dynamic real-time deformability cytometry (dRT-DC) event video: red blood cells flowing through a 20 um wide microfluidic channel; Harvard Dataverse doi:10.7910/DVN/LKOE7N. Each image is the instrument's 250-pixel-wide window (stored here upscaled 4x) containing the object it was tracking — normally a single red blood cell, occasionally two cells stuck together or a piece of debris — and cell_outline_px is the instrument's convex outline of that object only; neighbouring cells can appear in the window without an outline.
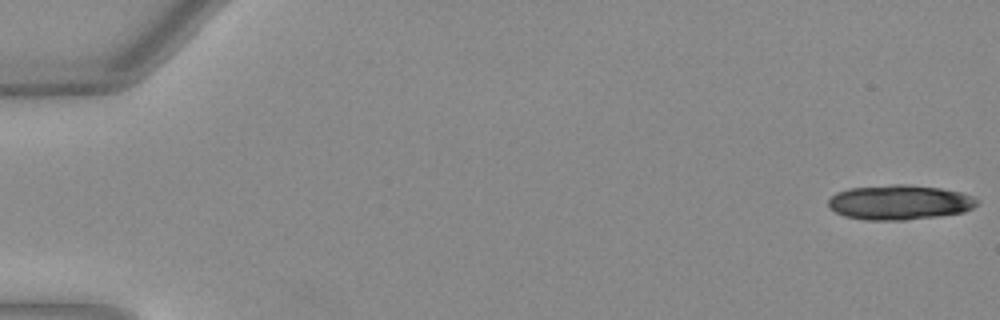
{"species": "Egyptian fruit bat (a non-hibernating species)", "species_latin": "Rousettus aegyptiacus", "temperature_condition": "warm", "stored_images_in_passage": 16, "camera_frame_rate_fps": 3000, "um_per_image_px": 0.085, "animal": {"sex": "female"}, "frame": {"image": 1, "passage_image": 1, "time_ms": 0.0, "image_size_px": [1000, 320], "cell_outline_px": [[980, 200], [972, 208], [964, 212], [936, 216], [904, 220], [864, 220], [844, 216], [828, 208], [828, 200], [836, 192], [848, 188], [892, 184], [908, 184], [940, 188], [960, 192], [972, 196]], "centroid_in_image_um": [76.42, 17.19], "position_along_channel_um": 8.6, "area_um2": 30.29}}
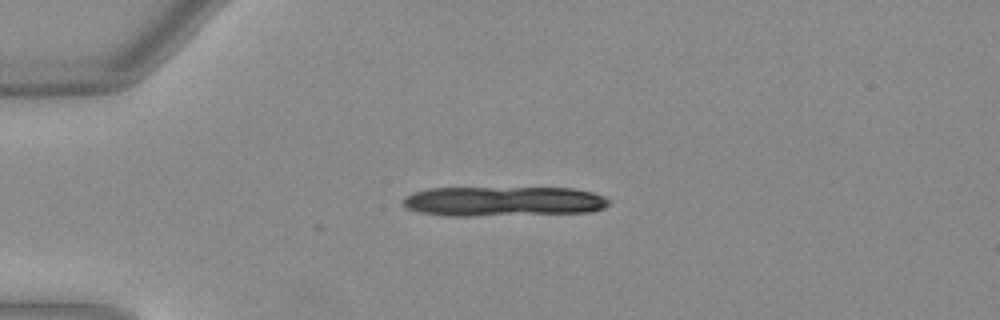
{"frame": {"image": 2, "passage_image": 13, "time_ms": 4.0, "image_size_px": [1000, 320], "cell_outline_px": [[612, 200], [604, 208], [592, 212], [468, 216], [448, 216], [420, 212], [408, 208], [400, 200], [404, 196], [412, 192], [428, 188], [572, 188], [592, 192], [604, 196]], "centroid_in_image_um": [42.79, 17.11], "position_along_channel_um": 42.2, "area_um2": 36.01}}